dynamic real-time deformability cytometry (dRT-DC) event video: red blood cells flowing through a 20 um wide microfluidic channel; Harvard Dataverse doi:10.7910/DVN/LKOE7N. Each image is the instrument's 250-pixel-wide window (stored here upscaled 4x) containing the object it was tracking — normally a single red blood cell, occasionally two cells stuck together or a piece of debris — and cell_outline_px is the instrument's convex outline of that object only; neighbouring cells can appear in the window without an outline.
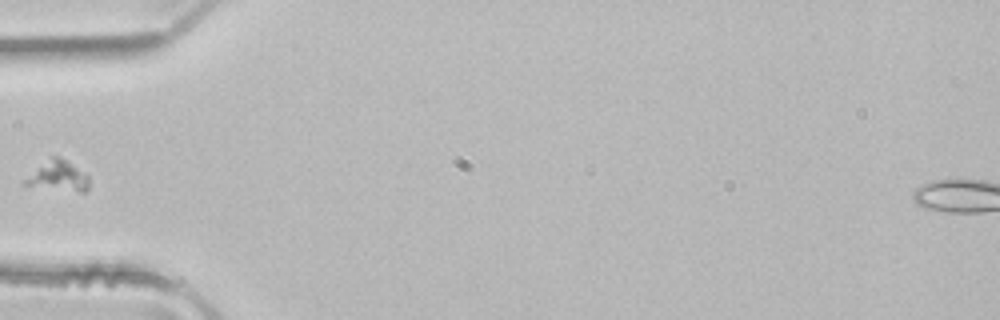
{"species": "common noctule bat (a hibernating species)", "species_latin": "Nyctalus noctula", "temperature_condition": "room temperature", "stored_images_in_passage": 5, "camera_frame_rate_fps": 3000, "um_per_image_px": 0.085, "animal": {"sex": "male", "body_mass_g": 21.5, "forearm_length_mm": 52.0}, "frame": {"image": 1, "passage_image": 5, "time_ms": 1.333, "image_size_px": [1000, 320], "cell_outline_px": [[88, 188], [84, 192], [80, 192], [24, 184], [24, 180], [52, 156], [60, 156], [88, 176]], "centroid_in_image_um": [4.99, 14.96], "position_along_channel_um": 80.0, "area_um2": 10.52}}